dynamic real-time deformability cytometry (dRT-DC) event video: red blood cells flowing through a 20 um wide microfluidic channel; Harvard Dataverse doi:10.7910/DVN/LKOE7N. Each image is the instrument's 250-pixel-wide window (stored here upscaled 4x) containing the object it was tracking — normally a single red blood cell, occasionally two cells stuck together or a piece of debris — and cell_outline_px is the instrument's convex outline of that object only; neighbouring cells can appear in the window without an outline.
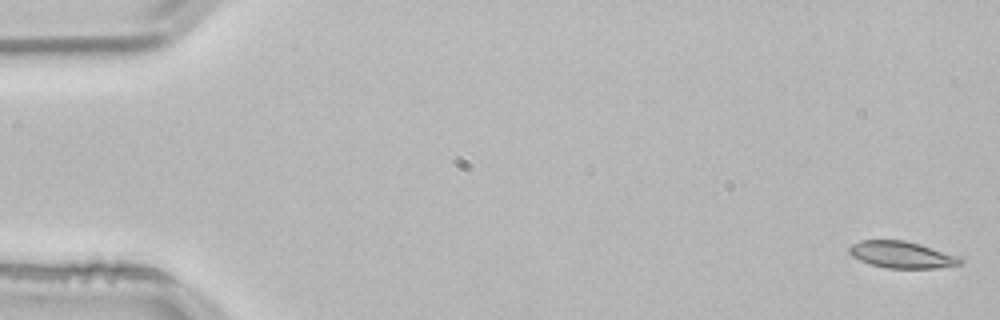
{"species": "common noctule bat (a hibernating species)", "species_latin": "Nyctalus noctula", "temperature_condition": "room temperature", "stored_images_in_passage": 53, "camera_frame_rate_fps": 3000, "um_per_image_px": 0.085, "animal": {"sex": "male", "body_mass_g": 21.5, "forearm_length_mm": 52.0}, "frame": {"image": 1, "passage_image": 1, "time_ms": 0.0, "image_size_px": [1000, 320], "cell_outline_px": [[964, 264], [936, 268], [888, 268], [872, 264], [860, 260], [852, 256], [848, 252], [848, 248], [852, 244], [860, 240], [904, 240], [920, 244], [964, 256]], "centroid_in_image_um": [76.75, 21.64], "position_along_channel_um": 8.3, "area_um2": 17.63}}
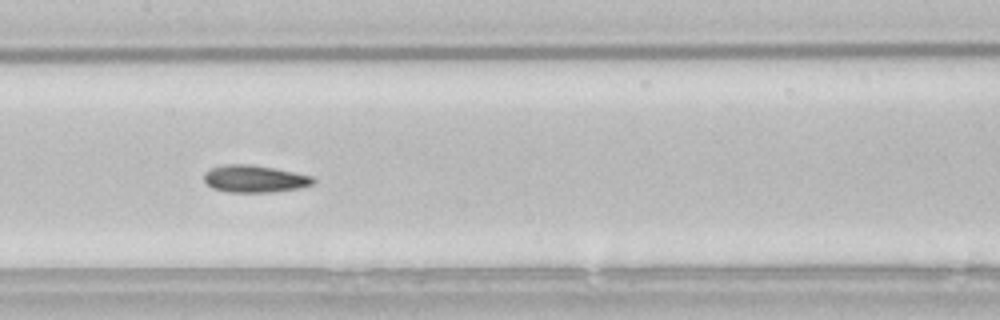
{"frame": {"image": 2, "passage_image": 26, "time_ms": 8.333, "image_size_px": [1000, 320], "cell_outline_px": [[316, 180], [312, 184], [300, 188], [272, 192], [228, 192], [212, 188], [204, 180], [204, 172], [212, 168], [224, 164], [252, 164], [312, 176]], "centroid_in_image_um": [21.62, 15.2], "position_along_channel_um": 185.8, "area_um2": 17.22}}
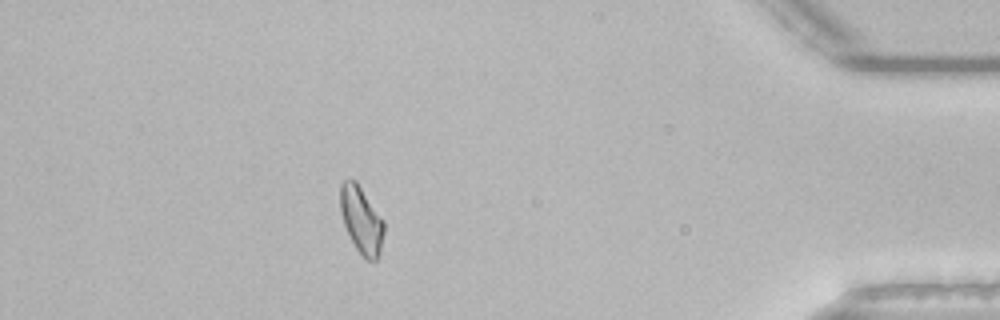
{"frame": {"image": 3, "passage_image": 47, "time_ms": 15.333, "image_size_px": [1000, 320], "cell_outline_px": [[384, 232], [380, 256], [372, 264], [364, 260], [356, 248], [344, 224], [340, 212], [340, 184], [344, 180], [356, 180], [384, 220]], "centroid_in_image_um": [30.74, 18.75], "position_along_channel_um": 404.5, "area_um2": 17.34}, "authors_computed_cell_mechanics": {"area_um2": 17.34, "velocity_mm_per_s": 3.8264, "shape_relaxation_time_tau1_ms": null, "shape_relaxation_time_tau2_ms": 3.9891, "deformation_change_tau1": null, "deformation_change_tau2": 0.0933}}